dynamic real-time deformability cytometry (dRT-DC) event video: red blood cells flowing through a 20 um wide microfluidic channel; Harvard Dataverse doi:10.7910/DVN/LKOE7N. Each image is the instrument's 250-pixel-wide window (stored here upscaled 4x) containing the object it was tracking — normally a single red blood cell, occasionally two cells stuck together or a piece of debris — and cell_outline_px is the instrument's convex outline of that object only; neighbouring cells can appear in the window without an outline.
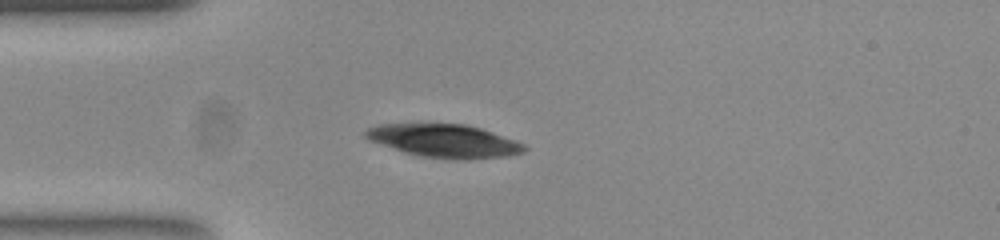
{"species": "common noctule bat (a hibernating species)", "species_latin": "Nyctalus noctula", "temperature_condition": "room temperature", "stored_images_in_passage": 35, "camera_frame_rate_fps": 3000, "um_per_image_px": 0.085, "animal": {"sex": "female", "body_mass_g": 23.0, "forearm_length_mm": 53.4}, "frame": {"image": 1, "passage_image": 1, "time_ms": 0.0, "image_size_px": [1000, 240], "cell_outline_px": [[528, 148], [524, 152], [504, 156], [464, 160], [420, 156], [404, 152], [368, 140], [364, 136], [364, 132], [368, 128], [380, 124], [420, 120], [464, 124], [480, 128], [516, 140], [524, 144]], "centroid_in_image_um": [37.69, 11.91], "position_along_channel_um": 47.3, "area_um2": 31.67}}
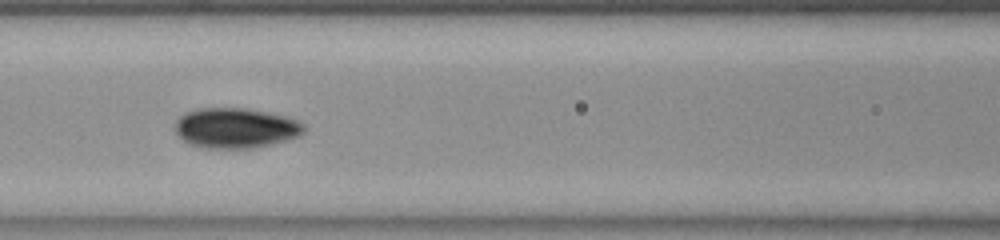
{"frame": {"image": 2, "passage_image": 10, "time_ms": 3.0, "image_size_px": [1000, 240], "cell_outline_px": [[304, 132], [296, 136], [284, 140], [252, 148], [200, 148], [188, 144], [176, 132], [176, 120], [184, 112], [196, 108], [244, 108], [268, 112], [288, 116], [304, 124]], "centroid_in_image_um": [19.99, 10.87], "position_along_channel_um": 146.6, "area_um2": 30.11}}
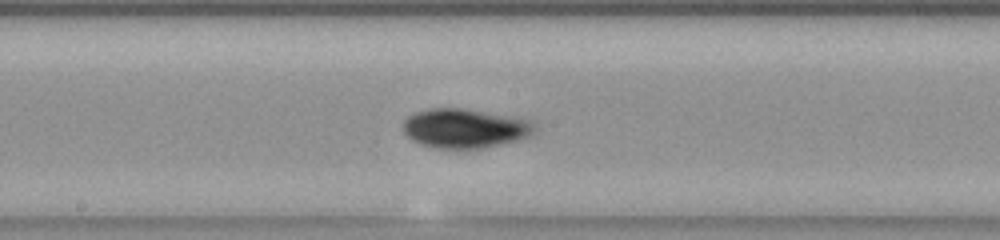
{"frame": {"image": 3, "passage_image": 15, "time_ms": 4.667, "image_size_px": [1000, 240], "cell_outline_px": [[536, 132], [532, 136], [484, 148], [436, 148], [420, 144], [412, 140], [404, 132], [404, 120], [408, 116], [416, 112], [428, 108], [460, 108], [532, 120], [536, 128]], "centroid_in_image_um": [39.53, 10.91], "position_along_channel_um": 208.7, "area_um2": 30.0}}